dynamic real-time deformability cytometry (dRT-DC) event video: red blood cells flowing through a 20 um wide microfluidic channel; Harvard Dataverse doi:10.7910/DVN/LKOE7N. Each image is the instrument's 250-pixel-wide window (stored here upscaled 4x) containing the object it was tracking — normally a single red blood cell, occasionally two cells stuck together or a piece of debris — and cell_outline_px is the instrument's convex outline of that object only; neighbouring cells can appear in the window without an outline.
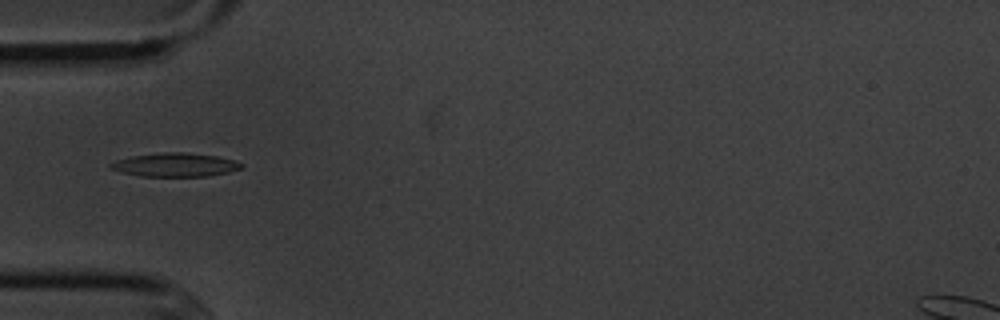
{"species": "common noctule bat (a hibernating species)", "species_latin": "Nyctalus noctula", "temperature_condition": "cold", "stored_images_in_passage": 8, "camera_frame_rate_fps": 3000, "um_per_image_px": 0.085, "animal": {"sex": "male", "body_mass_g": 20.1, "forearm_length_mm": 53.5}, "frame": {"image": 1, "passage_image": 5, "time_ms": 4.667, "image_size_px": [1000, 320], "cell_outline_px": [[244, 168], [228, 172], [208, 176], [140, 176], [120, 172], [108, 168], [108, 164], [116, 160], [132, 156], [164, 152], [184, 152], [216, 156], [232, 160], [244, 164]], "centroid_in_image_um": [14.86, 14.01], "position_along_channel_um": 70.1, "area_um2": 18.03}}
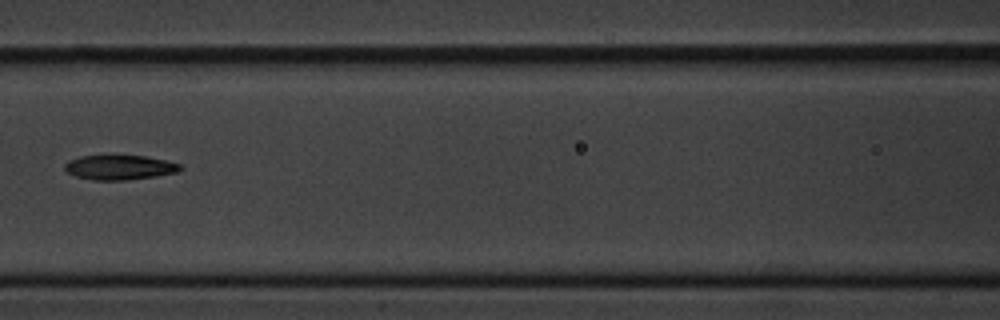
{"frame": {"image": 2, "passage_image": 7, "time_ms": 7.0, "image_size_px": [1000, 320], "cell_outline_px": [[184, 168], [180, 172], [156, 176], [124, 180], [92, 180], [76, 176], [64, 172], [64, 164], [68, 160], [80, 156], [144, 156], [164, 160], [180, 164]], "centroid_in_image_um": [10.15, 14.24], "position_along_channel_um": 156.5, "area_um2": 16.65}}
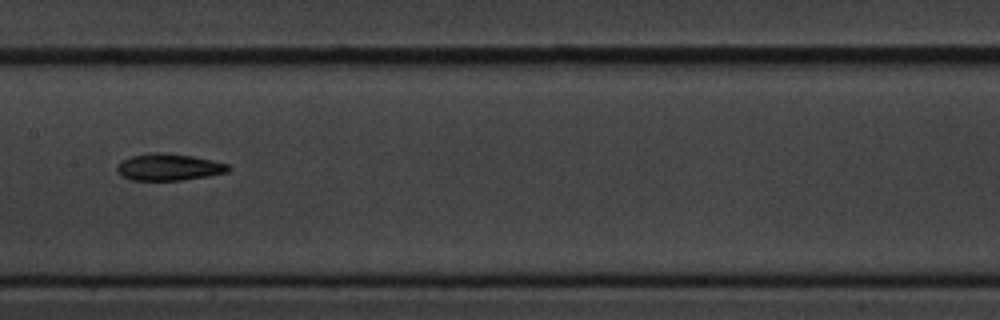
{"frame": {"image": 3, "passage_image": 8, "time_ms": 8.0, "image_size_px": [1000, 320], "cell_outline_px": [[232, 168], [228, 172], [208, 176], [180, 180], [132, 180], [120, 176], [116, 172], [116, 164], [120, 160], [132, 156], [148, 152], [160, 152], [192, 156], [212, 160], [228, 164]], "centroid_in_image_um": [14.3, 14.2], "position_along_channel_um": 193.1, "area_um2": 17.63}}